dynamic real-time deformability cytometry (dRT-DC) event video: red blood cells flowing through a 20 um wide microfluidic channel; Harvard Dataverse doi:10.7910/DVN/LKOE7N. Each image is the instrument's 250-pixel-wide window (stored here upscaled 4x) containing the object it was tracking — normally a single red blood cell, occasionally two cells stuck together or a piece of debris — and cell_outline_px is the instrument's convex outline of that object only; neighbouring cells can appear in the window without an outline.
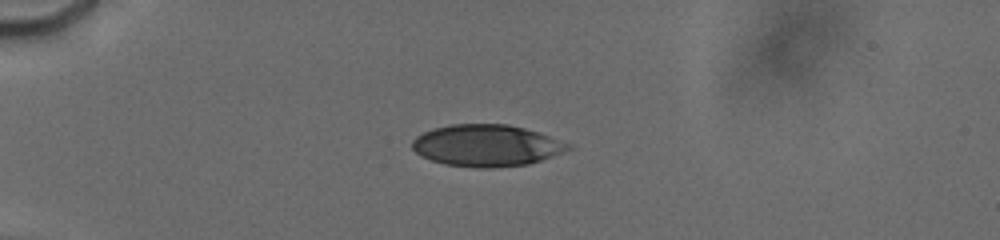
{"species": "human", "species_latin": "Homo sapiens", "temperature_condition": "cold", "stored_images_in_passage": 23, "camera_frame_rate_fps": 3000, "um_per_image_px": 0.085, "donor": {"sex": "male"}, "frame": {"image": 1, "passage_image": 12, "time_ms": 5.0, "image_size_px": [1000, 240], "cell_outline_px": [[572, 148], [564, 152], [528, 164], [492, 168], [476, 168], [444, 164], [420, 156], [412, 148], [412, 140], [416, 136], [432, 128], [452, 124], [508, 124], [540, 132], [572, 144]], "centroid_in_image_um": [41.36, 12.36], "position_along_channel_um": 43.6, "area_um2": 38.15}}
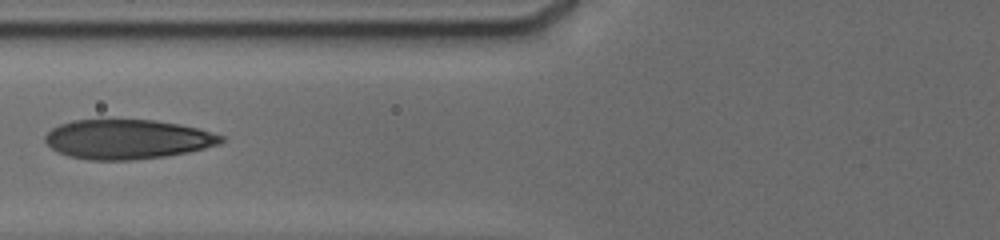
{"frame": {"image": 2, "passage_image": 19, "time_ms": 8.0, "image_size_px": [1000, 240], "cell_outline_px": [[224, 140], [220, 144], [188, 152], [164, 156], [132, 160], [88, 160], [68, 156], [56, 152], [44, 140], [44, 136], [52, 128], [60, 124], [76, 120], [152, 120], [200, 128], [224, 136]], "centroid_in_image_um": [10.82, 11.84], "position_along_channel_um": 115.0, "area_um2": 40.46}}
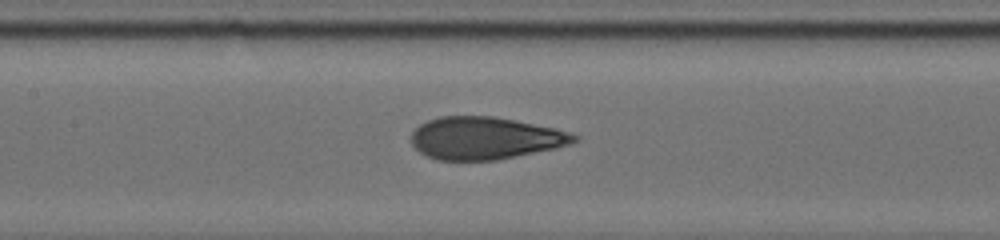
{"frame": {"image": 3, "passage_image": 22, "time_ms": 9.333, "image_size_px": [1000, 240], "cell_outline_px": [[580, 136], [576, 140], [568, 144], [556, 148], [496, 160], [436, 160], [420, 152], [412, 144], [412, 132], [420, 124], [428, 120], [440, 116], [492, 116], [556, 128]], "centroid_in_image_um": [41.21, 11.74], "position_along_channel_um": 166.2, "area_um2": 40.0}}